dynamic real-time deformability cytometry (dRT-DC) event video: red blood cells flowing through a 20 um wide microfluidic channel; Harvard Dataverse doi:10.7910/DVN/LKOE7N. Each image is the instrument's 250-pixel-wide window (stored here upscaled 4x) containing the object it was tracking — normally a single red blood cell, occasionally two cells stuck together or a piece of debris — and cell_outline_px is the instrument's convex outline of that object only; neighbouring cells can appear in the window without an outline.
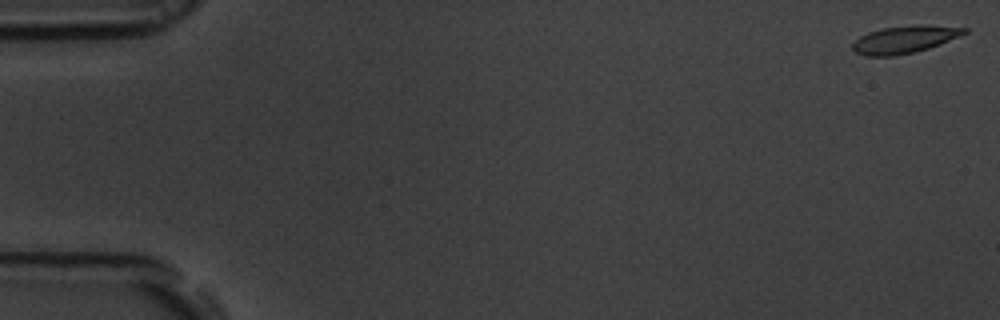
{"species": "common noctule bat (a hibernating species)", "species_latin": "Nyctalus noctula", "temperature_condition": "room temperature", "stored_images_in_passage": 56, "camera_frame_rate_fps": 3000, "um_per_image_px": 0.085, "animal": {"sex": "male", "body_mass_g": 19.5, "forearm_length_mm": 54.6}, "frame": {"image": 1, "passage_image": 1, "time_ms": 0.0, "image_size_px": [1000, 320], "cell_outline_px": [[968, 32], [940, 44], [928, 48], [896, 56], [864, 56], [856, 52], [852, 48], [852, 44], [860, 36], [868, 32], [884, 28], [920, 24], [968, 28]], "centroid_in_image_um": [76.88, 3.35], "position_along_channel_um": 8.1, "area_um2": 17.69}}
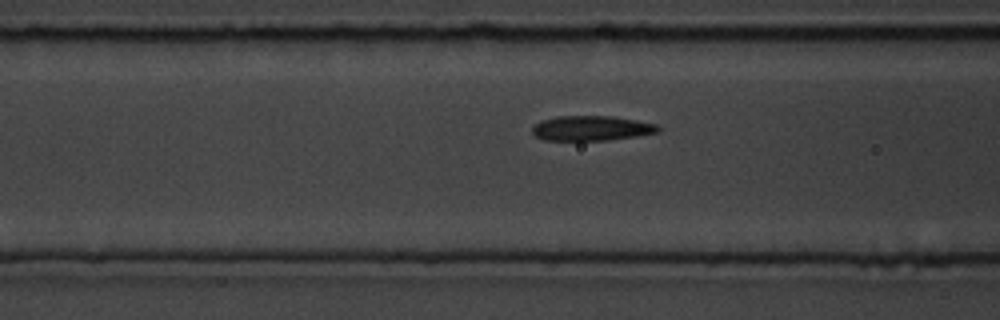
{"frame": {"image": 2, "passage_image": 22, "time_ms": 7.0, "image_size_px": [1000, 320], "cell_outline_px": [[660, 132], [636, 136], [608, 140], [544, 140], [536, 136], [532, 132], [532, 128], [536, 124], [544, 120], [556, 116], [612, 116], [636, 120], [656, 124], [660, 128]], "centroid_in_image_um": [50.29, 10.9], "position_along_channel_um": 116.3, "area_um2": 18.15}}
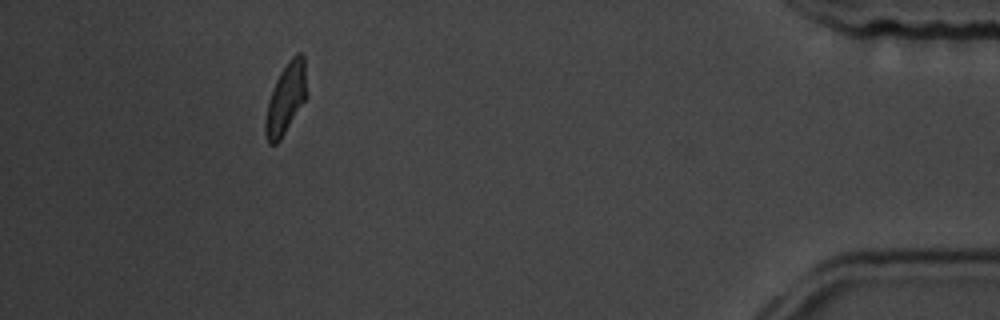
{"frame": {"image": 3, "passage_image": 51, "time_ms": 16.667, "image_size_px": [1000, 320], "cell_outline_px": [[308, 96], [280, 140], [276, 144], [268, 144], [264, 132], [264, 124], [268, 100], [276, 80], [280, 72], [288, 60], [296, 52], [304, 52]], "centroid_in_image_um": [24.32, 8.34], "position_along_channel_um": 410.9, "area_um2": 17.46}, "authors_computed_cell_mechanics": {"area_um2": 18.0625, "velocity_mm_per_s": 3.6586, "shape_relaxation_time_tau1_ms": 3.9529, "shape_relaxation_time_tau2_ms": 1.1144, "deformation_change_tau1": 0.1422, "deformation_change_tau2": 0.0565}}